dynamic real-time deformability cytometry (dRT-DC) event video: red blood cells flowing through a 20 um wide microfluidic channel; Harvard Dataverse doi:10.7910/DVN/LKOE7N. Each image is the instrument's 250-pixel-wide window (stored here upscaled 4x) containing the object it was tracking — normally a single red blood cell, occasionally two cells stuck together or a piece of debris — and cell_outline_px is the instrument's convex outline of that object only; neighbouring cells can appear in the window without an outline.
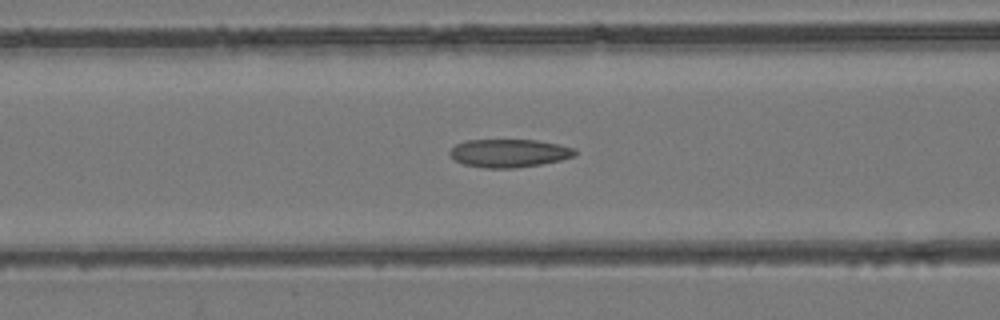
{"species": "common noctule bat (a hibernating species)", "species_latin": "Nyctalus noctula", "temperature_condition": "room temperature", "stored_images_in_passage": 45, "camera_frame_rate_fps": 3000, "um_per_image_px": 0.085, "animal": {"sex": "female", "body_mass_g": 24.6, "forearm_length_mm": 56.2}, "frame": {"image": 1, "passage_image": 20, "time_ms": 6.333, "image_size_px": [1000, 320], "cell_outline_px": [[576, 156], [560, 160], [540, 164], [516, 168], [484, 168], [464, 164], [456, 160], [448, 152], [456, 144], [468, 140], [536, 140], [576, 148]], "centroid_in_image_um": [43.29, 13.02], "position_along_channel_um": 123.3, "area_um2": 20.4}}
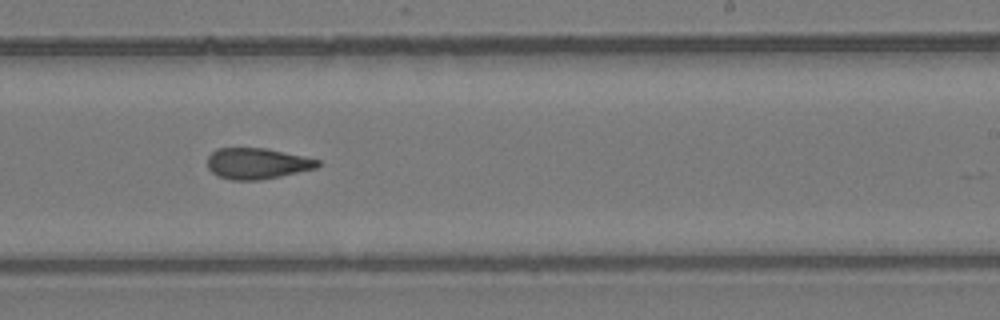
{"frame": {"image": 2, "passage_image": 30, "time_ms": 9.667, "image_size_px": [1000, 320], "cell_outline_px": [[320, 164], [316, 168], [280, 176], [260, 180], [232, 180], [220, 176], [212, 172], [208, 168], [208, 156], [216, 148], [264, 148], [320, 160]], "centroid_in_image_um": [21.83, 13.9], "position_along_channel_um": 267.2, "area_um2": 19.65}}
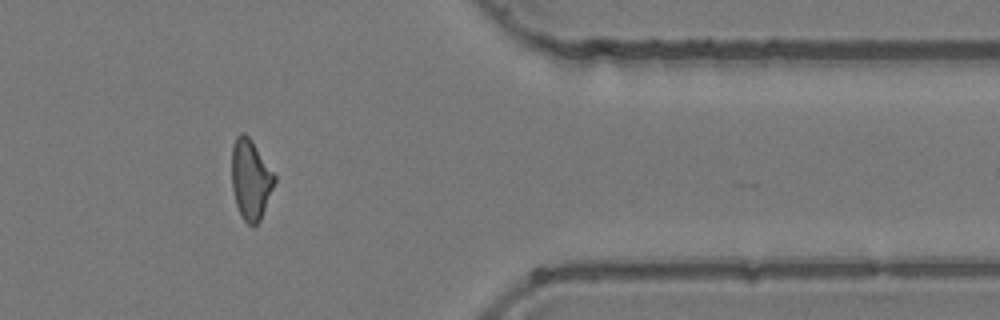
{"frame": {"image": 3, "passage_image": 40, "time_ms": 13.0, "image_size_px": [1000, 320], "cell_outline_px": [[276, 180], [260, 220], [256, 224], [248, 224], [244, 220], [236, 204], [232, 188], [232, 144], [236, 136], [240, 132], [244, 132], [252, 140], [276, 176]], "centroid_in_image_um": [21.29, 15.2], "position_along_channel_um": 390.1, "area_um2": 19.83}}